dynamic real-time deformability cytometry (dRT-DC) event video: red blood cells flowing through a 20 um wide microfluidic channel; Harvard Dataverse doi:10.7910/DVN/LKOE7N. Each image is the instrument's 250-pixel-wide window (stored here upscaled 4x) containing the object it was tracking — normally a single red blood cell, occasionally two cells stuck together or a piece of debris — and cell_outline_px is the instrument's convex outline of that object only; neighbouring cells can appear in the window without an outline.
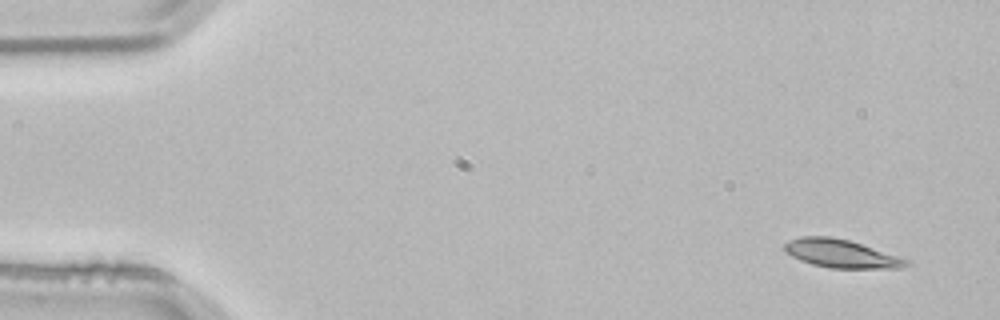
{"species": "common noctule bat (a hibernating species)", "species_latin": "Nyctalus noctula", "temperature_condition": "room temperature", "stored_images_in_passage": 4, "segment_of_instrument_passage": [1, 2], "camera_frame_rate_fps": 3000, "um_per_image_px": 0.085, "animal": {"sex": "male", "body_mass_g": 21.5, "forearm_length_mm": 52.0}, "frame": {"image": 1, "passage_image": 1, "time_ms": 0.0, "image_size_px": [1000, 320], "cell_outline_px": [[912, 264], [900, 268], [828, 268], [812, 264], [800, 260], [792, 256], [784, 248], [784, 244], [788, 240], [800, 236], [828, 236], [848, 240], [912, 260]], "centroid_in_image_um": [71.53, 21.56], "position_along_channel_um": 13.5, "area_um2": 20.06}}